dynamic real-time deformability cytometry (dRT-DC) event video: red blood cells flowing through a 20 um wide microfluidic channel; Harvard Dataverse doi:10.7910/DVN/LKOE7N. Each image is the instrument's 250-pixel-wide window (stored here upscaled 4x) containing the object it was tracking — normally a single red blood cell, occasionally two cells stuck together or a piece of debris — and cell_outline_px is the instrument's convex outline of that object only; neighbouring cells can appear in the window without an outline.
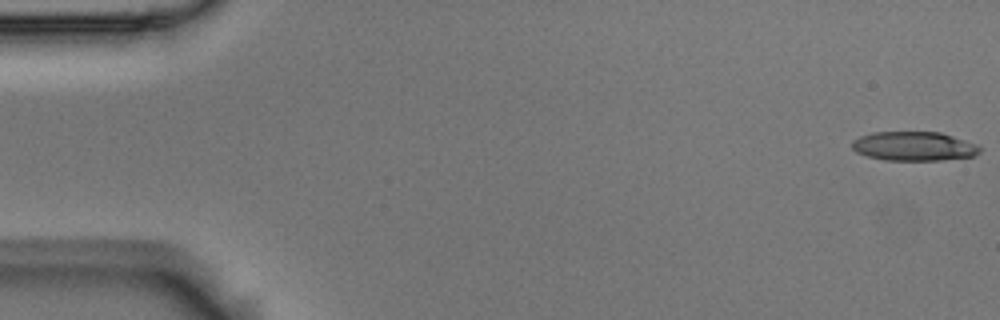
{"species": "Egyptian fruit bat (a non-hibernating species)", "species_latin": "Rousettus aegyptiacus", "temperature_condition": "room temperature", "stored_images_in_passage": 54, "camera_frame_rate_fps": 3000, "um_per_image_px": 0.085, "animal": {"sex": "male"}, "frame": {"image": 1, "passage_image": 1, "time_ms": 0.0, "image_size_px": [1000, 320], "cell_outline_px": [[980, 152], [976, 156], [940, 160], [884, 160], [868, 156], [856, 152], [852, 148], [852, 140], [860, 136], [872, 132], [940, 132], [976, 144], [980, 148]], "centroid_in_image_um": [77.67, 12.43], "position_along_channel_um": 7.3, "area_um2": 21.68}}
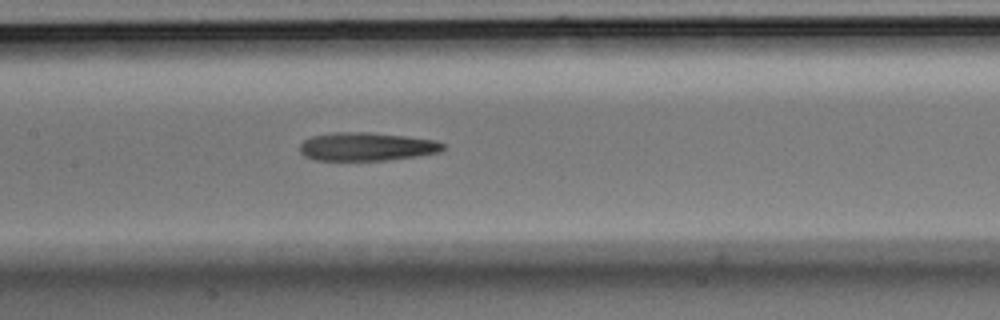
{"frame": {"image": 2, "passage_image": 26, "time_ms": 8.333, "image_size_px": [1000, 320], "cell_outline_px": [[444, 148], [440, 152], [416, 156], [384, 160], [316, 160], [304, 156], [300, 152], [300, 144], [304, 140], [312, 136], [332, 132], [368, 132], [404, 136], [436, 140], [444, 144]], "centroid_in_image_um": [31.14, 12.46], "position_along_channel_um": 176.3, "area_um2": 23.58}}
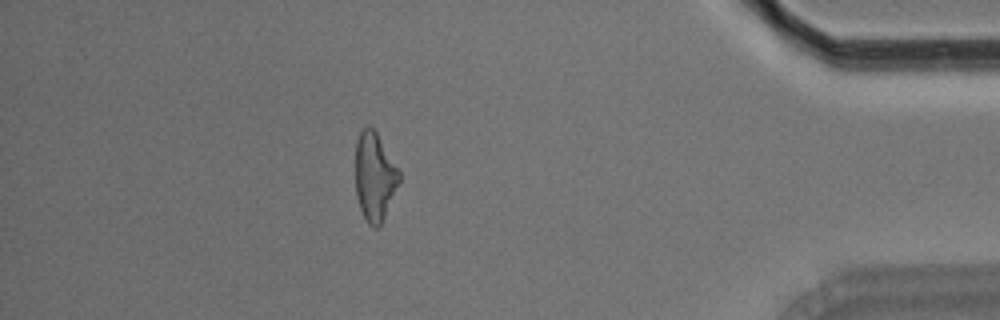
{"frame": {"image": 3, "passage_image": 48, "time_ms": 15.667, "image_size_px": [1000, 320], "cell_outline_px": [[400, 180], [384, 216], [380, 224], [376, 228], [368, 224], [360, 208], [356, 196], [356, 140], [360, 132], [368, 124], [376, 132], [400, 172]], "centroid_in_image_um": [31.82, 15.0], "position_along_channel_um": 403.4, "area_um2": 22.08}, "authors_computed_cell_mechanics": {"area_um2": 23.4957, "velocity_mm_per_s": 3.6985, "shape_relaxation_time_tau1_ms": null, "shape_relaxation_time_tau2_ms": 3.6936, "deformation_change_tau1": null, "deformation_change_tau2": 0.174}}